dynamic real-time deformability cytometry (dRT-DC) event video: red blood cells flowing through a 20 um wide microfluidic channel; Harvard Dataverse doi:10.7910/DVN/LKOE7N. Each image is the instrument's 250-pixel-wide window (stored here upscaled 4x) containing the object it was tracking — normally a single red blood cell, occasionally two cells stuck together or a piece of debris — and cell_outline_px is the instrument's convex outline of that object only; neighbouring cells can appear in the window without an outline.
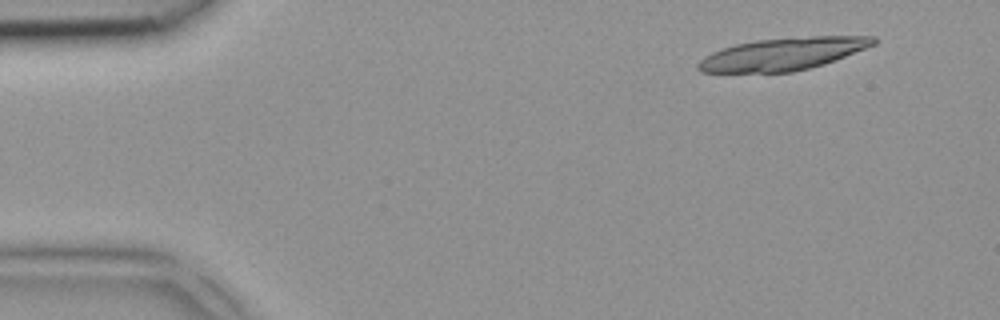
{"species": "common noctule bat (a hibernating species)", "species_latin": "Nyctalus noctula", "temperature_condition": "room temperature", "stored_images_in_passage": 3, "camera_frame_rate_fps": 3000, "um_per_image_px": 0.085, "animal": {"sex": "female", "body_mass_g": 18.4}, "frame": {"image": 1, "passage_image": 2, "time_ms": 0.333, "image_size_px": [1000, 320], "cell_outline_px": [[876, 44], [836, 60], [824, 64], [792, 72], [700, 72], [696, 68], [696, 64], [704, 56], [720, 48], [736, 44], [756, 40], [812, 36], [876, 36]], "centroid_in_image_um": [66.53, 4.59], "position_along_channel_um": 18.5, "area_um2": 33.12}}